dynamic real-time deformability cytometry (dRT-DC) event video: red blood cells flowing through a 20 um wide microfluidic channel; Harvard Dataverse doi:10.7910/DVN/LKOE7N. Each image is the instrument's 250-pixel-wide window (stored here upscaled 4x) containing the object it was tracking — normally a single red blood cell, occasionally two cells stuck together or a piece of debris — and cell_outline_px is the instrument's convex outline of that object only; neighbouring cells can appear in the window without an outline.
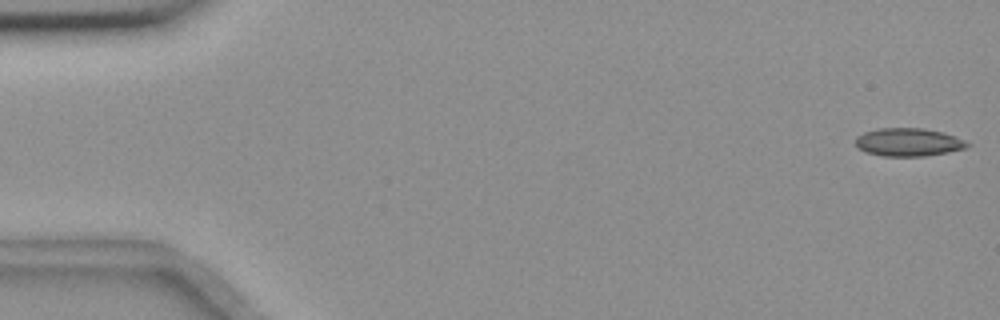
{"species": "common noctule bat (a hibernating species)", "species_latin": "Nyctalus noctula", "temperature_condition": "room temperature", "stored_images_in_passage": 5, "camera_frame_rate_fps": 3000, "um_per_image_px": 0.085, "animal": {"sex": "female", "body_mass_g": 18.4}, "frame": {"image": 1, "passage_image": 1, "time_ms": 0.0, "image_size_px": [1000, 320], "cell_outline_px": [[972, 144], [964, 148], [948, 152], [924, 156], [884, 156], [868, 152], [860, 148], [856, 144], [856, 136], [864, 132], [876, 128], [924, 128], [944, 132], [964, 140]], "centroid_in_image_um": [77.23, 12.07], "position_along_channel_um": 7.8, "area_um2": 18.21}}